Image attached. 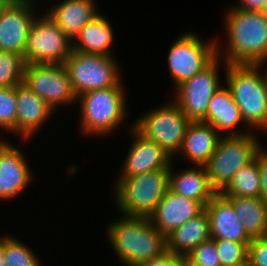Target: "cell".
<instances>
[{
  "instance_id": "6da1fadb",
  "label": "cell",
  "mask_w": 267,
  "mask_h": 266,
  "mask_svg": "<svg viewBox=\"0 0 267 266\" xmlns=\"http://www.w3.org/2000/svg\"><path fill=\"white\" fill-rule=\"evenodd\" d=\"M225 12L227 47L221 51L217 42V56L222 54L221 59L227 64H266L267 19L260 11L240 10L235 6Z\"/></svg>"
},
{
  "instance_id": "7a4b0ae2",
  "label": "cell",
  "mask_w": 267,
  "mask_h": 266,
  "mask_svg": "<svg viewBox=\"0 0 267 266\" xmlns=\"http://www.w3.org/2000/svg\"><path fill=\"white\" fill-rule=\"evenodd\" d=\"M110 224L106 236L124 266H136L167 252L166 237L148 218L122 215Z\"/></svg>"
},
{
  "instance_id": "3957f363",
  "label": "cell",
  "mask_w": 267,
  "mask_h": 266,
  "mask_svg": "<svg viewBox=\"0 0 267 266\" xmlns=\"http://www.w3.org/2000/svg\"><path fill=\"white\" fill-rule=\"evenodd\" d=\"M223 66L226 86L240 109L243 126L266 133L267 70L265 74L260 73L264 65L227 64L223 61Z\"/></svg>"
},
{
  "instance_id": "277c9868",
  "label": "cell",
  "mask_w": 267,
  "mask_h": 266,
  "mask_svg": "<svg viewBox=\"0 0 267 266\" xmlns=\"http://www.w3.org/2000/svg\"><path fill=\"white\" fill-rule=\"evenodd\" d=\"M121 81L117 86L95 89L77 96L80 103V128L86 135L106 136L125 121L127 97ZM117 127V128H116Z\"/></svg>"
},
{
  "instance_id": "5b68a950",
  "label": "cell",
  "mask_w": 267,
  "mask_h": 266,
  "mask_svg": "<svg viewBox=\"0 0 267 266\" xmlns=\"http://www.w3.org/2000/svg\"><path fill=\"white\" fill-rule=\"evenodd\" d=\"M170 169L117 179L114 200L119 213L148 218L169 189Z\"/></svg>"
},
{
  "instance_id": "8992f818",
  "label": "cell",
  "mask_w": 267,
  "mask_h": 266,
  "mask_svg": "<svg viewBox=\"0 0 267 266\" xmlns=\"http://www.w3.org/2000/svg\"><path fill=\"white\" fill-rule=\"evenodd\" d=\"M253 132L240 136H222L215 152L205 165L212 187L220 193L233 175L249 164L262 148Z\"/></svg>"
},
{
  "instance_id": "52a82bcc",
  "label": "cell",
  "mask_w": 267,
  "mask_h": 266,
  "mask_svg": "<svg viewBox=\"0 0 267 266\" xmlns=\"http://www.w3.org/2000/svg\"><path fill=\"white\" fill-rule=\"evenodd\" d=\"M160 107L152 108L143 113L133 123V128L145 139L155 142L163 148L170 157L178 155L186 130L192 122L181 112L179 106L172 100Z\"/></svg>"
},
{
  "instance_id": "ba28073f",
  "label": "cell",
  "mask_w": 267,
  "mask_h": 266,
  "mask_svg": "<svg viewBox=\"0 0 267 266\" xmlns=\"http://www.w3.org/2000/svg\"><path fill=\"white\" fill-rule=\"evenodd\" d=\"M114 58L115 56L72 50L64 66L76 96L95 89L117 86L121 78Z\"/></svg>"
},
{
  "instance_id": "9c48e42d",
  "label": "cell",
  "mask_w": 267,
  "mask_h": 266,
  "mask_svg": "<svg viewBox=\"0 0 267 266\" xmlns=\"http://www.w3.org/2000/svg\"><path fill=\"white\" fill-rule=\"evenodd\" d=\"M72 50V40L47 14L35 18L24 52L27 64H64Z\"/></svg>"
},
{
  "instance_id": "30bf717a",
  "label": "cell",
  "mask_w": 267,
  "mask_h": 266,
  "mask_svg": "<svg viewBox=\"0 0 267 266\" xmlns=\"http://www.w3.org/2000/svg\"><path fill=\"white\" fill-rule=\"evenodd\" d=\"M217 57V42H204L192 32H184L168 51L167 63L175 87L202 71Z\"/></svg>"
},
{
  "instance_id": "8fae6325",
  "label": "cell",
  "mask_w": 267,
  "mask_h": 266,
  "mask_svg": "<svg viewBox=\"0 0 267 266\" xmlns=\"http://www.w3.org/2000/svg\"><path fill=\"white\" fill-rule=\"evenodd\" d=\"M23 83L55 112L58 107L77 103L64 64H26Z\"/></svg>"
},
{
  "instance_id": "7c38bea8",
  "label": "cell",
  "mask_w": 267,
  "mask_h": 266,
  "mask_svg": "<svg viewBox=\"0 0 267 266\" xmlns=\"http://www.w3.org/2000/svg\"><path fill=\"white\" fill-rule=\"evenodd\" d=\"M220 61L224 60L217 56L202 71L176 87L172 100L192 122L205 119L211 97L222 87L218 73Z\"/></svg>"
},
{
  "instance_id": "4fadbf2b",
  "label": "cell",
  "mask_w": 267,
  "mask_h": 266,
  "mask_svg": "<svg viewBox=\"0 0 267 266\" xmlns=\"http://www.w3.org/2000/svg\"><path fill=\"white\" fill-rule=\"evenodd\" d=\"M34 0H8L0 10V51L24 56L36 15Z\"/></svg>"
},
{
  "instance_id": "5bb4252c",
  "label": "cell",
  "mask_w": 267,
  "mask_h": 266,
  "mask_svg": "<svg viewBox=\"0 0 267 266\" xmlns=\"http://www.w3.org/2000/svg\"><path fill=\"white\" fill-rule=\"evenodd\" d=\"M130 128L129 133H131L130 136L132 135L133 143L117 179H125L160 169H170L174 159L158 144L140 135L133 128V124Z\"/></svg>"
},
{
  "instance_id": "9a60e30c",
  "label": "cell",
  "mask_w": 267,
  "mask_h": 266,
  "mask_svg": "<svg viewBox=\"0 0 267 266\" xmlns=\"http://www.w3.org/2000/svg\"><path fill=\"white\" fill-rule=\"evenodd\" d=\"M20 151L7 140H0V200L21 195L34 178L27 158Z\"/></svg>"
},
{
  "instance_id": "2e32d148",
  "label": "cell",
  "mask_w": 267,
  "mask_h": 266,
  "mask_svg": "<svg viewBox=\"0 0 267 266\" xmlns=\"http://www.w3.org/2000/svg\"><path fill=\"white\" fill-rule=\"evenodd\" d=\"M204 210L205 207L199 201L185 198L168 189L148 219L161 234L167 237Z\"/></svg>"
},
{
  "instance_id": "e0dca14e",
  "label": "cell",
  "mask_w": 267,
  "mask_h": 266,
  "mask_svg": "<svg viewBox=\"0 0 267 266\" xmlns=\"http://www.w3.org/2000/svg\"><path fill=\"white\" fill-rule=\"evenodd\" d=\"M15 93L17 101L16 134L26 141L33 137L55 112L24 83L15 86Z\"/></svg>"
},
{
  "instance_id": "ac0fdd59",
  "label": "cell",
  "mask_w": 267,
  "mask_h": 266,
  "mask_svg": "<svg viewBox=\"0 0 267 266\" xmlns=\"http://www.w3.org/2000/svg\"><path fill=\"white\" fill-rule=\"evenodd\" d=\"M208 213L211 239L251 242L241 221L234 211L233 204L220 193L205 205Z\"/></svg>"
},
{
  "instance_id": "d6986e66",
  "label": "cell",
  "mask_w": 267,
  "mask_h": 266,
  "mask_svg": "<svg viewBox=\"0 0 267 266\" xmlns=\"http://www.w3.org/2000/svg\"><path fill=\"white\" fill-rule=\"evenodd\" d=\"M202 122L212 125L219 133L225 131L222 136H240L252 132L250 128L244 129V131L235 130V128H239L236 126L240 122L243 124L244 121L240 109L226 85L219 88L211 97L206 117Z\"/></svg>"
},
{
  "instance_id": "ffe728a7",
  "label": "cell",
  "mask_w": 267,
  "mask_h": 266,
  "mask_svg": "<svg viewBox=\"0 0 267 266\" xmlns=\"http://www.w3.org/2000/svg\"><path fill=\"white\" fill-rule=\"evenodd\" d=\"M94 0H63L48 8L46 14L71 40L91 20L97 17L98 11Z\"/></svg>"
},
{
  "instance_id": "44dd1931",
  "label": "cell",
  "mask_w": 267,
  "mask_h": 266,
  "mask_svg": "<svg viewBox=\"0 0 267 266\" xmlns=\"http://www.w3.org/2000/svg\"><path fill=\"white\" fill-rule=\"evenodd\" d=\"M221 135L210 124L202 121L191 122L179 153H182L192 166H205L215 152Z\"/></svg>"
},
{
  "instance_id": "7402d4cb",
  "label": "cell",
  "mask_w": 267,
  "mask_h": 266,
  "mask_svg": "<svg viewBox=\"0 0 267 266\" xmlns=\"http://www.w3.org/2000/svg\"><path fill=\"white\" fill-rule=\"evenodd\" d=\"M172 161L169 171V189L185 198L199 201L204 207L217 194L212 187L205 166H193L179 172L174 171Z\"/></svg>"
},
{
  "instance_id": "603a6c76",
  "label": "cell",
  "mask_w": 267,
  "mask_h": 266,
  "mask_svg": "<svg viewBox=\"0 0 267 266\" xmlns=\"http://www.w3.org/2000/svg\"><path fill=\"white\" fill-rule=\"evenodd\" d=\"M211 239L208 213L186 221L166 237L167 251L186 257L195 247Z\"/></svg>"
},
{
  "instance_id": "cb8c5ba5",
  "label": "cell",
  "mask_w": 267,
  "mask_h": 266,
  "mask_svg": "<svg viewBox=\"0 0 267 266\" xmlns=\"http://www.w3.org/2000/svg\"><path fill=\"white\" fill-rule=\"evenodd\" d=\"M109 22L100 13L80 30L72 41V49L81 53L113 56L114 31Z\"/></svg>"
},
{
  "instance_id": "d4e9b609",
  "label": "cell",
  "mask_w": 267,
  "mask_h": 266,
  "mask_svg": "<svg viewBox=\"0 0 267 266\" xmlns=\"http://www.w3.org/2000/svg\"><path fill=\"white\" fill-rule=\"evenodd\" d=\"M234 206L247 235L253 239L267 236V202L261 197H226Z\"/></svg>"
},
{
  "instance_id": "484cf974",
  "label": "cell",
  "mask_w": 267,
  "mask_h": 266,
  "mask_svg": "<svg viewBox=\"0 0 267 266\" xmlns=\"http://www.w3.org/2000/svg\"><path fill=\"white\" fill-rule=\"evenodd\" d=\"M260 188L257 152L255 159L236 172L220 194L224 197H260Z\"/></svg>"
},
{
  "instance_id": "4316f807",
  "label": "cell",
  "mask_w": 267,
  "mask_h": 266,
  "mask_svg": "<svg viewBox=\"0 0 267 266\" xmlns=\"http://www.w3.org/2000/svg\"><path fill=\"white\" fill-rule=\"evenodd\" d=\"M3 244L5 266H41L35 252L21 240L5 235Z\"/></svg>"
},
{
  "instance_id": "83f0119b",
  "label": "cell",
  "mask_w": 267,
  "mask_h": 266,
  "mask_svg": "<svg viewBox=\"0 0 267 266\" xmlns=\"http://www.w3.org/2000/svg\"><path fill=\"white\" fill-rule=\"evenodd\" d=\"M26 64L23 55L0 51V87L23 83Z\"/></svg>"
},
{
  "instance_id": "f1b7e54d",
  "label": "cell",
  "mask_w": 267,
  "mask_h": 266,
  "mask_svg": "<svg viewBox=\"0 0 267 266\" xmlns=\"http://www.w3.org/2000/svg\"><path fill=\"white\" fill-rule=\"evenodd\" d=\"M17 101L15 86L0 87V129L16 134Z\"/></svg>"
},
{
  "instance_id": "f546056e",
  "label": "cell",
  "mask_w": 267,
  "mask_h": 266,
  "mask_svg": "<svg viewBox=\"0 0 267 266\" xmlns=\"http://www.w3.org/2000/svg\"><path fill=\"white\" fill-rule=\"evenodd\" d=\"M249 243L250 242L215 239L221 266H229L231 264L247 261Z\"/></svg>"
},
{
  "instance_id": "4dcf8cb0",
  "label": "cell",
  "mask_w": 267,
  "mask_h": 266,
  "mask_svg": "<svg viewBox=\"0 0 267 266\" xmlns=\"http://www.w3.org/2000/svg\"><path fill=\"white\" fill-rule=\"evenodd\" d=\"M184 264H199L204 266H221L215 239L202 242L186 257Z\"/></svg>"
},
{
  "instance_id": "1f68e13d",
  "label": "cell",
  "mask_w": 267,
  "mask_h": 266,
  "mask_svg": "<svg viewBox=\"0 0 267 266\" xmlns=\"http://www.w3.org/2000/svg\"><path fill=\"white\" fill-rule=\"evenodd\" d=\"M250 266H267V236L253 238L248 245Z\"/></svg>"
},
{
  "instance_id": "d6a6232c",
  "label": "cell",
  "mask_w": 267,
  "mask_h": 266,
  "mask_svg": "<svg viewBox=\"0 0 267 266\" xmlns=\"http://www.w3.org/2000/svg\"><path fill=\"white\" fill-rule=\"evenodd\" d=\"M185 257L177 256L171 252H165L158 258L137 264L136 266H184Z\"/></svg>"
},
{
  "instance_id": "836d02e7",
  "label": "cell",
  "mask_w": 267,
  "mask_h": 266,
  "mask_svg": "<svg viewBox=\"0 0 267 266\" xmlns=\"http://www.w3.org/2000/svg\"><path fill=\"white\" fill-rule=\"evenodd\" d=\"M258 166L260 172V197L267 202V150L263 147L258 151Z\"/></svg>"
},
{
  "instance_id": "e575fe53",
  "label": "cell",
  "mask_w": 267,
  "mask_h": 266,
  "mask_svg": "<svg viewBox=\"0 0 267 266\" xmlns=\"http://www.w3.org/2000/svg\"><path fill=\"white\" fill-rule=\"evenodd\" d=\"M238 5L235 7L245 11H260L267 0H239Z\"/></svg>"
},
{
  "instance_id": "d590c367",
  "label": "cell",
  "mask_w": 267,
  "mask_h": 266,
  "mask_svg": "<svg viewBox=\"0 0 267 266\" xmlns=\"http://www.w3.org/2000/svg\"><path fill=\"white\" fill-rule=\"evenodd\" d=\"M3 236L0 237V266H5Z\"/></svg>"
},
{
  "instance_id": "8d00e7d4",
  "label": "cell",
  "mask_w": 267,
  "mask_h": 266,
  "mask_svg": "<svg viewBox=\"0 0 267 266\" xmlns=\"http://www.w3.org/2000/svg\"><path fill=\"white\" fill-rule=\"evenodd\" d=\"M260 13L267 19V2L264 4L262 9L260 10Z\"/></svg>"
},
{
  "instance_id": "74e56055",
  "label": "cell",
  "mask_w": 267,
  "mask_h": 266,
  "mask_svg": "<svg viewBox=\"0 0 267 266\" xmlns=\"http://www.w3.org/2000/svg\"><path fill=\"white\" fill-rule=\"evenodd\" d=\"M229 266H250V263H249V260H247V261H244V262H239V263H236V264H231Z\"/></svg>"
},
{
  "instance_id": "f35d334b",
  "label": "cell",
  "mask_w": 267,
  "mask_h": 266,
  "mask_svg": "<svg viewBox=\"0 0 267 266\" xmlns=\"http://www.w3.org/2000/svg\"><path fill=\"white\" fill-rule=\"evenodd\" d=\"M8 0H0V10L7 3Z\"/></svg>"
},
{
  "instance_id": "ab89813d",
  "label": "cell",
  "mask_w": 267,
  "mask_h": 266,
  "mask_svg": "<svg viewBox=\"0 0 267 266\" xmlns=\"http://www.w3.org/2000/svg\"><path fill=\"white\" fill-rule=\"evenodd\" d=\"M184 266H204V265H199V264H184Z\"/></svg>"
}]
</instances>
